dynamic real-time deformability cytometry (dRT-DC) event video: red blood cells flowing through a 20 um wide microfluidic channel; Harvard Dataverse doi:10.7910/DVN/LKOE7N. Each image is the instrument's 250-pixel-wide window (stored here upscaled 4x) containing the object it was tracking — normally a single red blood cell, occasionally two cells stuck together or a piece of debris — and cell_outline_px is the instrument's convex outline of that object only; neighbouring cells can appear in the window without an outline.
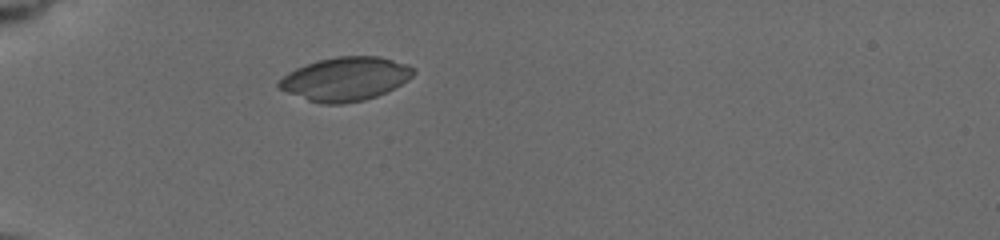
{"species": "common noctule bat (a hibernating species)", "species_latin": "Nyctalus noctula", "temperature_condition": "cold", "stored_images_in_passage": 4, "camera_frame_rate_fps": 3000, "um_per_image_px": 0.085, "animal": {"sex": "female", "body_mass_g": 19.5, "forearm_length_mm": 54.1}, "frame": {"image": 1, "passage_image": 2, "time_ms": 1.0, "image_size_px": [1000, 240], "cell_outline_px": [[416, 72], [408, 80], [376, 96], [364, 100], [344, 104], [320, 104], [308, 100], [288, 92], [280, 88], [276, 84], [288, 72], [296, 68], [320, 60], [336, 56], [380, 56], [408, 64]], "centroid_in_image_um": [29.37, 6.7], "position_along_channel_um": 55.6, "area_um2": 33.93}}